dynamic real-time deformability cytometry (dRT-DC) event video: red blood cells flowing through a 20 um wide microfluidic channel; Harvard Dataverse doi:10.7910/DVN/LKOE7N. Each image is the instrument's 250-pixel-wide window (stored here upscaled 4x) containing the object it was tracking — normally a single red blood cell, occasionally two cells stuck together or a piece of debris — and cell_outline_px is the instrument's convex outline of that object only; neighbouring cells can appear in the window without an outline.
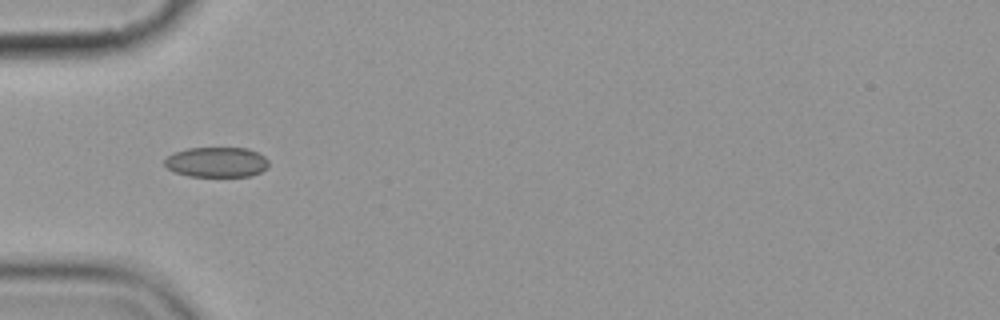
{"species": "common noctule bat (a hibernating species)", "species_latin": "Nyctalus noctula", "temperature_condition": "cold", "stored_images_in_passage": 8, "camera_frame_rate_fps": 3000, "um_per_image_px": 0.085, "animal": {"sex": "female", "body_mass_g": 19.9}, "frame": {"image": 1, "passage_image": 5, "time_ms": 5.0, "image_size_px": [1000, 320], "cell_outline_px": [[268, 168], [252, 176], [188, 176], [176, 172], [168, 168], [164, 164], [164, 160], [172, 152], [188, 148], [248, 148], [264, 156], [268, 160]], "centroid_in_image_um": [18.41, 13.78], "position_along_channel_um": 66.6, "area_um2": 18.32}}
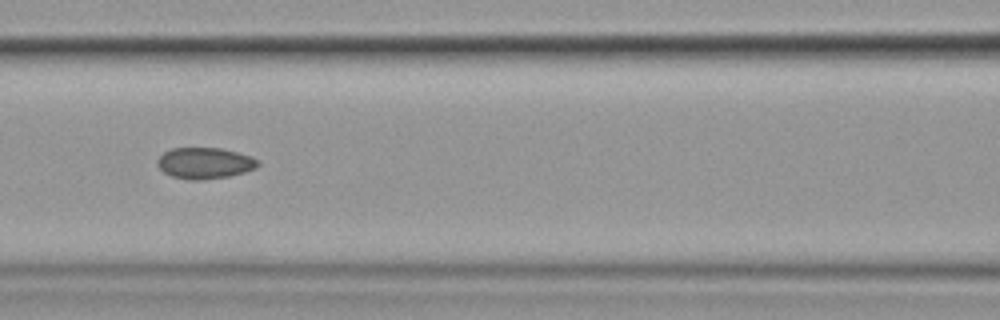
{"frame": {"image": 2, "passage_image": 7, "time_ms": 7.333, "image_size_px": [1000, 320], "cell_outline_px": [[260, 164], [256, 168], [244, 172], [228, 176], [200, 180], [188, 180], [172, 176], [164, 172], [156, 164], [156, 160], [164, 152], [172, 148], [220, 148], [252, 156]], "centroid_in_image_um": [17.38, 13.86], "position_along_channel_um": 149.2, "area_um2": 18.21}}
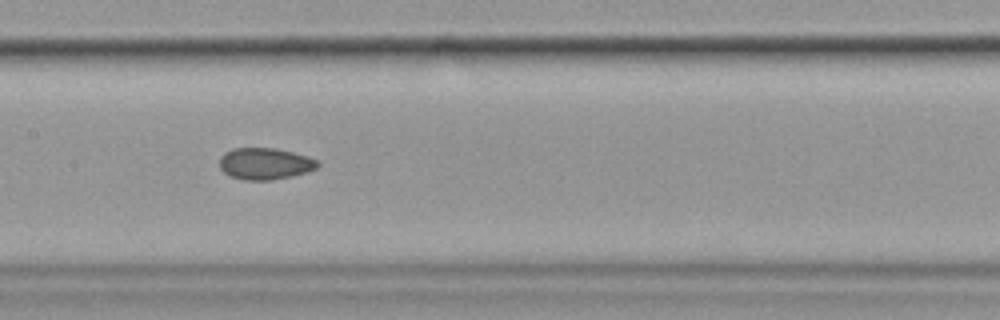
{"frame": {"image": 3, "passage_image": 8, "time_ms": 8.333, "image_size_px": [1000, 320], "cell_outline_px": [[320, 164], [316, 168], [292, 176], [272, 180], [244, 180], [228, 176], [220, 168], [220, 156], [224, 152], [232, 148], [276, 148], [308, 156], [316, 160]], "centroid_in_image_um": [22.48, 13.91], "position_along_channel_um": 184.9, "area_um2": 18.15}}